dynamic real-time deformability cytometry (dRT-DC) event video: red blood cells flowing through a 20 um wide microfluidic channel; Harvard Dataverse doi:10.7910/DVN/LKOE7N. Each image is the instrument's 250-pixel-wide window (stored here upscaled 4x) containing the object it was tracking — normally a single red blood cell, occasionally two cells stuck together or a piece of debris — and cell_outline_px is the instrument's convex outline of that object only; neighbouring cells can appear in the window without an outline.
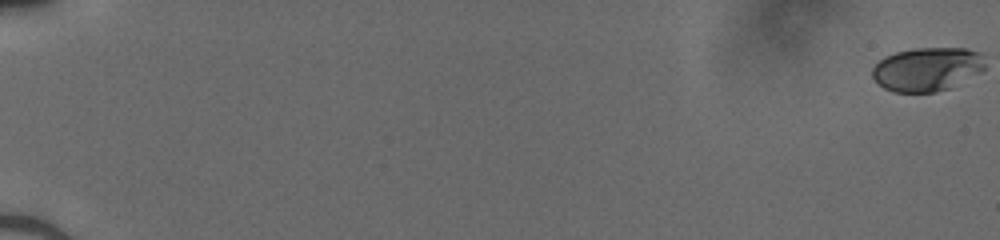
{"species": "human", "species_latin": "Homo sapiens", "temperature_condition": "cold", "stored_images_in_passage": 53, "camera_frame_rate_fps": 3000, "um_per_image_px": 0.085, "donor": {"sex": "male"}, "frame": {"image": 1, "passage_image": 1, "time_ms": 0.0, "image_size_px": [1000, 240], "cell_outline_px": [[984, 68], [948, 88], [936, 92], [892, 92], [884, 88], [872, 76], [872, 68], [884, 56], [896, 52], [916, 48], [964, 48], [980, 52], [984, 64]], "centroid_in_image_um": [78.74, 5.87], "position_along_channel_um": 6.3, "area_um2": 28.26}}
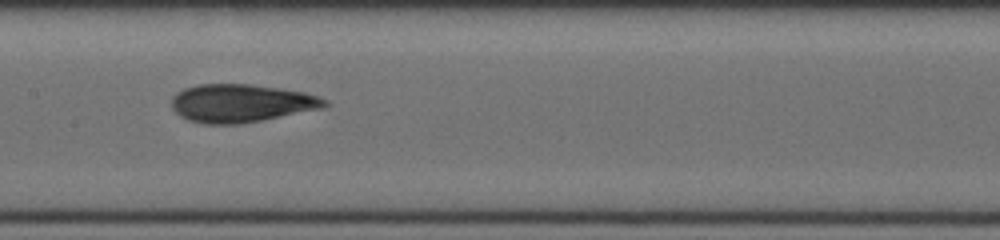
{"frame": {"image": 2, "passage_image": 30, "time_ms": 9.667, "image_size_px": [1000, 240], "cell_outline_px": [[328, 104], [324, 108], [240, 124], [204, 124], [188, 120], [180, 116], [172, 108], [172, 96], [176, 92], [184, 88], [196, 84], [248, 84], [280, 88], [304, 92], [328, 100]], "centroid_in_image_um": [20.47, 8.77], "position_along_channel_um": 186.9, "area_um2": 34.04}}
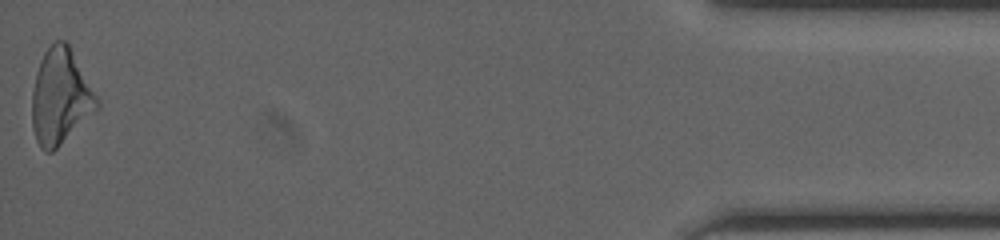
{"frame": {"image": 3, "passage_image": 53, "time_ms": 17.333, "image_size_px": [1000, 240], "cell_outline_px": [[100, 108], [52, 152], [44, 152], [40, 148], [36, 140], [32, 128], [32, 92], [36, 72], [40, 60], [44, 52], [56, 40], [64, 40], [68, 44], [100, 100]], "centroid_in_image_um": [5.14, 8.25], "position_along_channel_um": 430.1, "area_um2": 36.18}}